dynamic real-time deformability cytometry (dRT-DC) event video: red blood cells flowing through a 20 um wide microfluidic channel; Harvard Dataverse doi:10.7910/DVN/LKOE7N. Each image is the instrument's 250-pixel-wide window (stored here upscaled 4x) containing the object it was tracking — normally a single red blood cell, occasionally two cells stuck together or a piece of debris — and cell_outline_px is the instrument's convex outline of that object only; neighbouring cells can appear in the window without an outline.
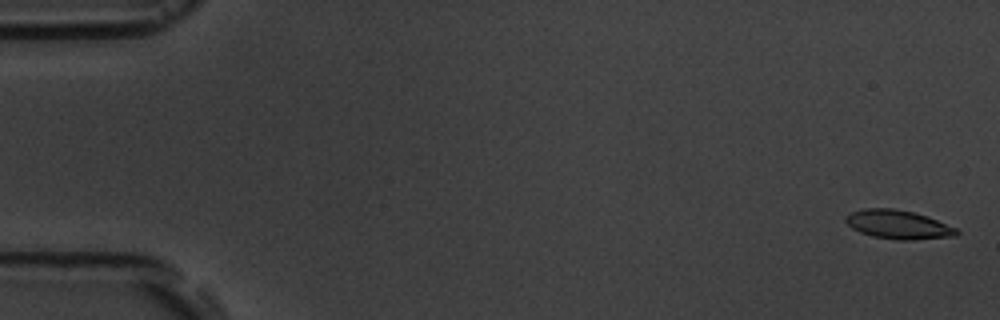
{"species": "common noctule bat (a hibernating species)", "species_latin": "Nyctalus noctula", "temperature_condition": "room temperature", "stored_images_in_passage": 10, "camera_frame_rate_fps": 3000, "um_per_image_px": 0.085, "animal": {"sex": "male", "body_mass_g": 19.5, "forearm_length_mm": 54.6}, "frame": {"image": 1, "passage_image": 1, "time_ms": 0.0, "image_size_px": [1000, 320], "cell_outline_px": [[960, 232], [956, 236], [912, 240], [896, 240], [872, 236], [860, 232], [852, 228], [844, 220], [844, 216], [852, 212], [864, 208], [892, 208], [912, 212], [928, 216], [956, 228]], "centroid_in_image_um": [76.34, 19.09], "position_along_channel_um": 8.7, "area_um2": 18.67}}
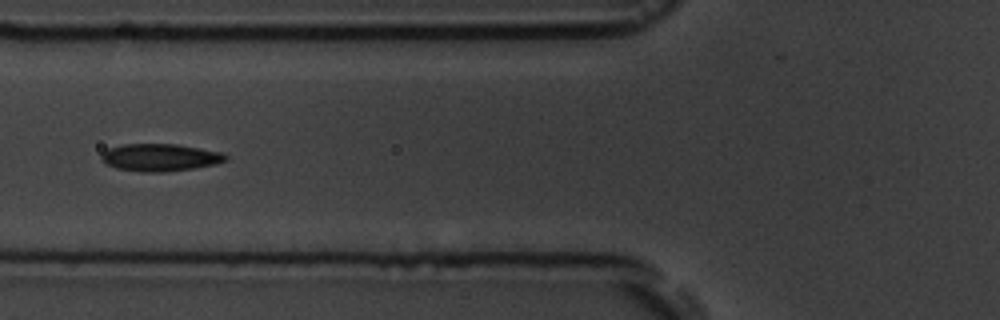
{"frame": {"image": 2, "passage_image": 7, "time_ms": 6.667, "image_size_px": [1000, 320], "cell_outline_px": [[228, 160], [216, 164], [192, 168], [164, 172], [140, 172], [116, 168], [100, 160], [100, 156], [108, 148], [124, 144], [176, 144], [224, 152], [228, 156]], "centroid_in_image_um": [13.63, 13.38], "position_along_channel_um": 112.2, "area_um2": 19.94}}
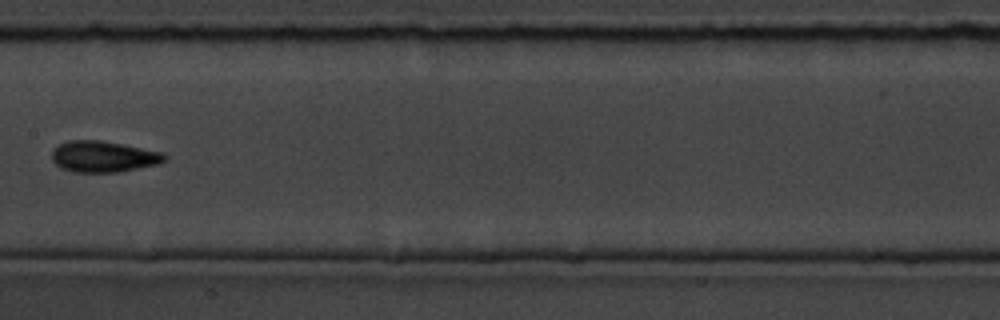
{"frame": {"image": 3, "passage_image": 9, "time_ms": 9.0, "image_size_px": [1000, 320], "cell_outline_px": [[168, 156], [160, 164], [120, 172], [72, 172], [60, 168], [52, 160], [52, 148], [68, 140], [100, 140], [164, 152]], "centroid_in_image_um": [8.79, 13.31], "position_along_channel_um": 198.6, "area_um2": 20.69}}